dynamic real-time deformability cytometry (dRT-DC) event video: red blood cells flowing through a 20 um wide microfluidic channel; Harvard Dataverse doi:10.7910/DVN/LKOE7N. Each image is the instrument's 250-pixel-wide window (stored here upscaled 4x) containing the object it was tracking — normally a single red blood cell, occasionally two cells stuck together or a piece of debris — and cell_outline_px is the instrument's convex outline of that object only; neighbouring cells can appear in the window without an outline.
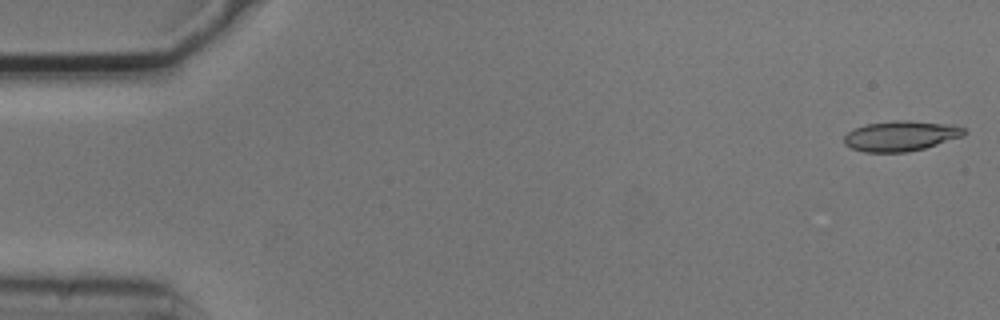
{"species": "common noctule bat (a hibernating species)", "species_latin": "Nyctalus noctula", "temperature_condition": "cold", "stored_images_in_passage": 6, "camera_frame_rate_fps": 3000, "um_per_image_px": 0.085, "animal": {"sex": "male", "body_mass_g": 20.5, "forearm_length_mm": 52.5}, "frame": {"image": 1, "passage_image": 1, "time_ms": 0.0, "image_size_px": [1000, 320], "cell_outline_px": [[968, 132], [964, 136], [924, 148], [908, 152], [864, 152], [852, 148], [844, 144], [844, 136], [848, 132], [856, 128], [868, 124], [892, 120], [908, 120], [952, 124], [964, 128]], "centroid_in_image_um": [76.6, 11.55], "position_along_channel_um": 8.4, "area_um2": 21.21}}
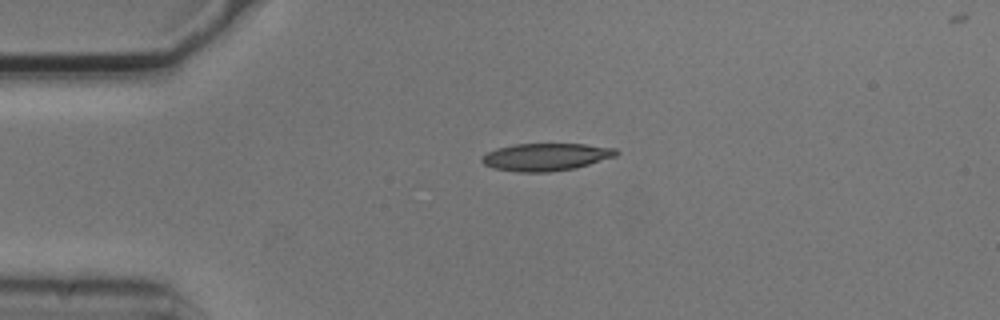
{"frame": {"image": 2, "passage_image": 4, "time_ms": 1.0, "image_size_px": [1000, 320], "cell_outline_px": [[620, 152], [616, 156], [576, 168], [548, 172], [516, 172], [492, 168], [484, 164], [480, 160], [480, 156], [496, 148], [516, 144], [584, 144], [616, 148]], "centroid_in_image_um": [46.38, 13.34], "position_along_channel_um": 38.6, "area_um2": 21.68}}